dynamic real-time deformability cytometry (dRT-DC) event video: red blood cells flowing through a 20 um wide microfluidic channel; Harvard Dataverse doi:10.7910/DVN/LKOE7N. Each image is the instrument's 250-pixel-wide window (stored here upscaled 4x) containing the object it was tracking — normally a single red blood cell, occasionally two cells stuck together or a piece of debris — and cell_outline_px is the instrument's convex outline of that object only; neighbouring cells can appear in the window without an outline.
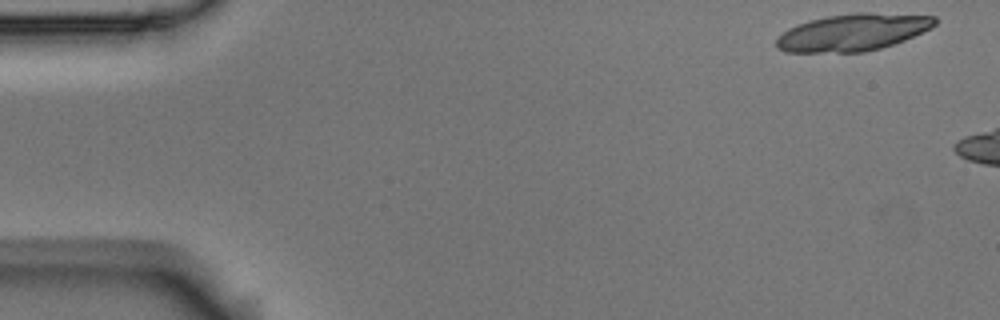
{"species": "Egyptian fruit bat (a non-hibernating species)", "species_latin": "Rousettus aegyptiacus", "temperature_condition": "room temperature", "stored_images_in_passage": 7, "camera_frame_rate_fps": 3000, "um_per_image_px": 0.085, "animal": {"sex": "male"}, "frame": {"image": 1, "passage_image": 1, "time_ms": 0.0, "image_size_px": [1000, 320], "cell_outline_px": [[936, 24], [932, 28], [904, 40], [880, 48], [864, 52], [784, 52], [776, 48], [776, 36], [788, 28], [796, 24], [828, 16], [856, 12], [868, 12], [936, 16]], "centroid_in_image_um": [72.46, 2.75], "position_along_channel_um": 12.5, "area_um2": 34.33}}